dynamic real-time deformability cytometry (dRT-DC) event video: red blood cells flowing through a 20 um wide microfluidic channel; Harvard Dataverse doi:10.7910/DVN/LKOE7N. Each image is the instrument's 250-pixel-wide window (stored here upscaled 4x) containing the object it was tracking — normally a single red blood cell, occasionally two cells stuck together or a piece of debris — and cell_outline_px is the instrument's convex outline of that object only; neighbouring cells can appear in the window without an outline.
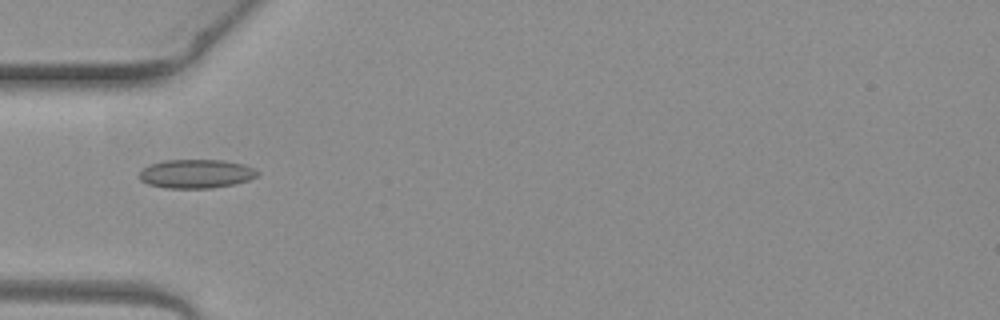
{"species": "common noctule bat (a hibernating species)", "species_latin": "Nyctalus noctula", "temperature_condition": "warm", "stored_images_in_passage": 4, "camera_frame_rate_fps": 3000, "um_per_image_px": 0.085, "animal": {"sex": "female", "body_mass_g": 19.3, "forearm_length_mm": 54.1}, "frame": {"image": 1, "passage_image": 3, "time_ms": 0.667, "image_size_px": [1000, 320], "cell_outline_px": [[260, 172], [256, 176], [248, 180], [236, 184], [212, 188], [168, 188], [148, 184], [140, 180], [136, 176], [140, 168], [148, 164], [164, 160], [224, 160], [244, 164], [256, 168]], "centroid_in_image_um": [16.63, 14.76], "position_along_channel_um": 68.4, "area_um2": 20.29}}
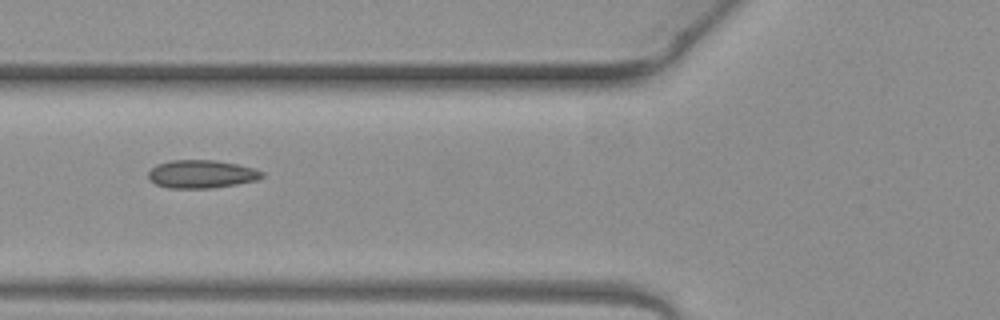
{"frame": {"image": 2, "passage_image": 4, "time_ms": 1.0, "image_size_px": [1000, 320], "cell_outline_px": [[264, 176], [260, 180], [212, 188], [168, 188], [156, 184], [148, 180], [148, 172], [156, 164], [172, 160], [216, 160], [256, 168], [264, 172]], "centroid_in_image_um": [17.15, 14.8], "position_along_channel_um": 108.7, "area_um2": 18.84}}